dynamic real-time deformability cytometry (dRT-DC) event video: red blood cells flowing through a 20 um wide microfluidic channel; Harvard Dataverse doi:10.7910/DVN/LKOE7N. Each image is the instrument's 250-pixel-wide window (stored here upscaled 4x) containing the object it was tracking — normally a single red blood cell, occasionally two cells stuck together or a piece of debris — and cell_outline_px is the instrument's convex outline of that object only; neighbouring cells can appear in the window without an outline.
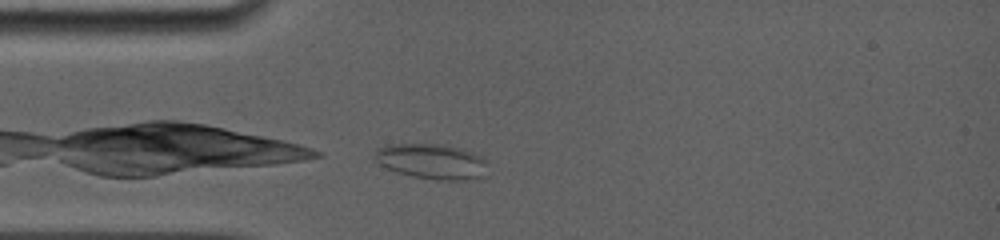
{"species": "common noctule bat (a hibernating species)", "species_latin": "Nyctalus noctula", "temperature_condition": "room temperature", "stored_images_in_passage": 48, "camera_frame_rate_fps": 5000, "um_per_image_px": 0.085, "animal": {"sex": "female", "body_mass_g": 19.0, "forearm_length_mm": 56.7}, "frame": {"image": 1, "passage_image": 2, "time_ms": 0.2, "image_size_px": [1000, 240], "cell_outline_px": [[488, 164], [484, 176], [472, 180], [436, 180], [412, 176], [396, 172], [380, 164], [372, 156], [376, 148], [388, 144], [440, 144], [460, 148], [484, 156], [488, 160]], "centroid_in_image_um": [36.73, 13.72], "position_along_channel_um": 48.3, "area_um2": 23.64}}
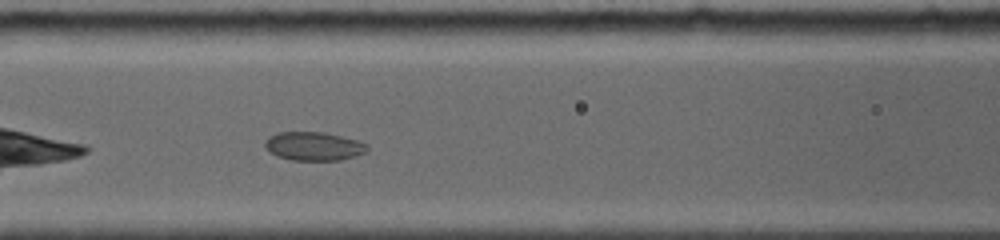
{"frame": {"image": 2, "passage_image": 15, "time_ms": 2.8, "image_size_px": [1000, 240], "cell_outline_px": [[368, 148], [364, 152], [340, 160], [288, 160], [276, 156], [264, 144], [276, 132], [324, 132], [356, 140], [368, 144]], "centroid_in_image_um": [26.67, 12.43], "position_along_channel_um": 139.9, "area_um2": 16.7}}
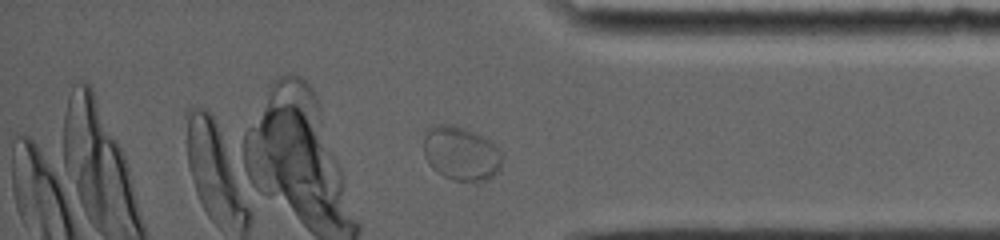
{"frame": {"image": 3, "passage_image": 43, "time_ms": 9.6, "image_size_px": [1000, 240], "cell_outline_px": [[500, 168], [492, 176], [476, 184], [452, 180], [436, 172], [428, 164], [424, 152], [424, 136], [432, 128], [440, 124], [452, 124], [476, 132], [488, 140], [500, 152]], "centroid_in_image_um": [39.17, 13.09], "position_along_channel_um": 396.0, "area_um2": 24.62}}